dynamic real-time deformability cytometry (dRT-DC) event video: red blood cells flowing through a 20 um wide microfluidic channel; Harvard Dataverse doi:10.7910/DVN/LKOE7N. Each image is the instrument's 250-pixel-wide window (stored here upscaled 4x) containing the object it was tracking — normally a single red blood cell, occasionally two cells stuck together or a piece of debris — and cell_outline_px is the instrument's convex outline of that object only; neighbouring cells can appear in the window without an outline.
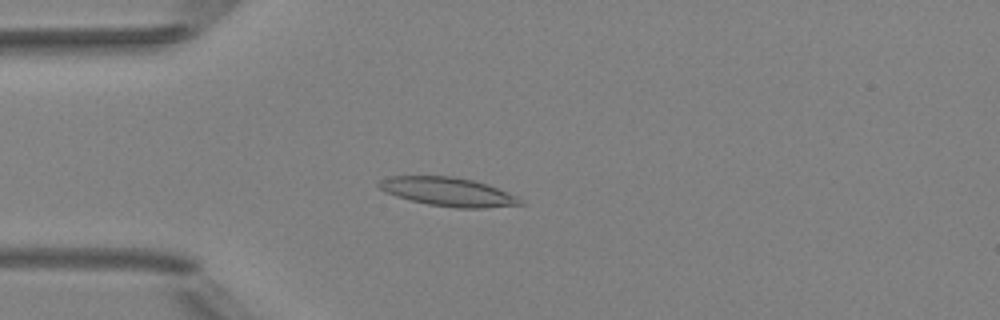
{"species": "Egyptian fruit bat (a non-hibernating species)", "species_latin": "Rousettus aegyptiacus", "temperature_condition": "room temperature", "stored_images_in_passage": 3, "camera_frame_rate_fps": 3000, "um_per_image_px": 0.085, "animal": {"sex": "female"}, "frame": {"image": 1, "passage_image": 2, "time_ms": 2.0, "image_size_px": [1000, 320], "cell_outline_px": [[528, 204], [484, 208], [456, 208], [428, 204], [396, 196], [380, 188], [376, 184], [380, 180], [392, 176], [452, 176], [472, 180], [488, 184], [516, 196], [524, 200]], "centroid_in_image_um": [38.15, 16.31], "position_along_channel_um": 46.9, "area_um2": 23.58}}